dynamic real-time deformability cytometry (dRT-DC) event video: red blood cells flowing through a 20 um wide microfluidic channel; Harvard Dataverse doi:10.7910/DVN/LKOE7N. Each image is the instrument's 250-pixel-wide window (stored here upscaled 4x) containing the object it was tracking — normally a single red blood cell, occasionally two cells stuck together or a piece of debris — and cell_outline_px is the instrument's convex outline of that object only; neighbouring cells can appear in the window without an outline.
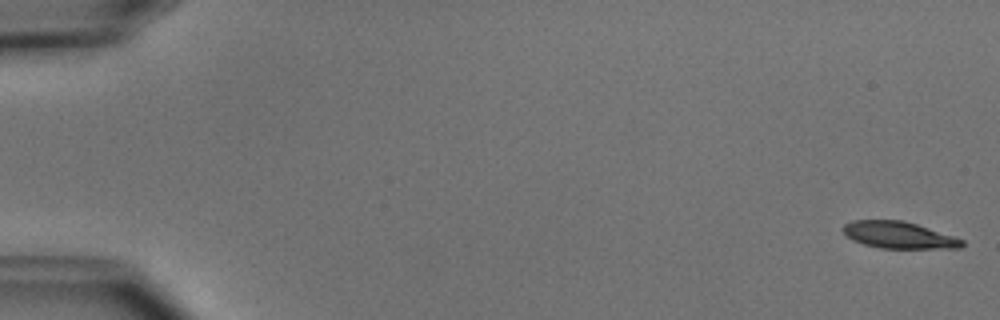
{"species": "common noctule bat (a hibernating species)", "species_latin": "Nyctalus noctula", "temperature_condition": "cold", "stored_images_in_passage": 5, "camera_frame_rate_fps": 3000, "um_per_image_px": 0.085, "animal": {"sex": "male", "body_mass_g": 15.6}, "frame": {"image": 1, "passage_image": 1, "time_ms": 0.0, "image_size_px": [1000, 320], "cell_outline_px": [[964, 244], [960, 248], [880, 248], [864, 244], [852, 240], [840, 228], [844, 224], [852, 220], [904, 220], [964, 240]], "centroid_in_image_um": [76.35, 19.97], "position_along_channel_um": 8.6, "area_um2": 18.44}}
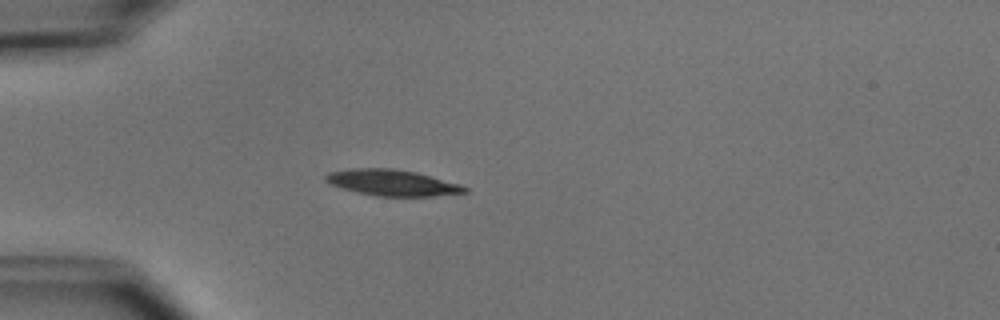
{"frame": {"image": 2, "passage_image": 4, "time_ms": 4.667, "image_size_px": [1000, 320], "cell_outline_px": [[468, 192], [436, 196], [376, 196], [328, 184], [324, 180], [324, 176], [328, 172], [348, 168], [392, 168], [416, 172], [432, 176], [460, 184], [468, 188]], "centroid_in_image_um": [33.33, 15.52], "position_along_channel_um": 51.7, "area_um2": 21.21}}